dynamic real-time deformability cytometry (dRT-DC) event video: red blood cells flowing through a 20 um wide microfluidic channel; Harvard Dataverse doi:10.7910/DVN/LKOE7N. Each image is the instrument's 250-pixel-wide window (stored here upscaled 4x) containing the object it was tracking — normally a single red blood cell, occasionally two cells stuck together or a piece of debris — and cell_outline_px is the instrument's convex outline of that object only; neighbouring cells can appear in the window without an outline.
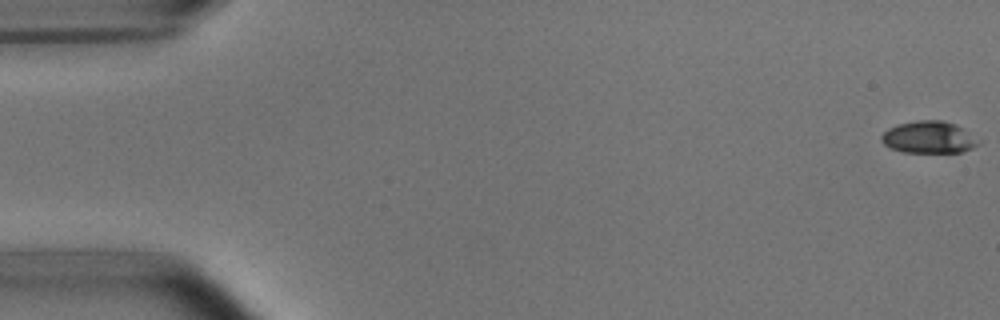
{"species": "common noctule bat (a hibernating species)", "species_latin": "Nyctalus noctula", "temperature_condition": "room temperature", "stored_images_in_passage": 53, "camera_frame_rate_fps": 3000, "um_per_image_px": 0.085, "animal": {"sex": "male", "body_mass_g": 15.6}, "frame": {"image": 1, "passage_image": 1, "time_ms": 0.0, "image_size_px": [1000, 320], "cell_outline_px": [[980, 144], [972, 148], [960, 152], [904, 152], [892, 148], [884, 144], [880, 140], [880, 136], [888, 128], [896, 124], [916, 120], [944, 120], [956, 124], [980, 140]], "centroid_in_image_um": [78.94, 11.65], "position_along_channel_um": 6.1, "area_um2": 18.21}}
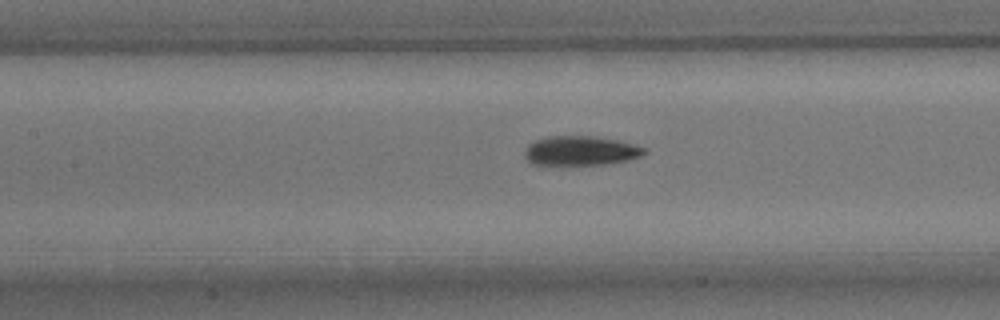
{"frame": {"image": 2, "passage_image": 24, "time_ms": 7.667, "image_size_px": [1000, 320], "cell_outline_px": [[648, 152], [640, 156], [628, 160], [612, 164], [532, 164], [524, 156], [524, 152], [528, 144], [536, 140], [548, 136], [596, 136], [616, 140], [648, 148]], "centroid_in_image_um": [49.38, 12.81], "position_along_channel_um": 158.0, "area_um2": 20.52}}
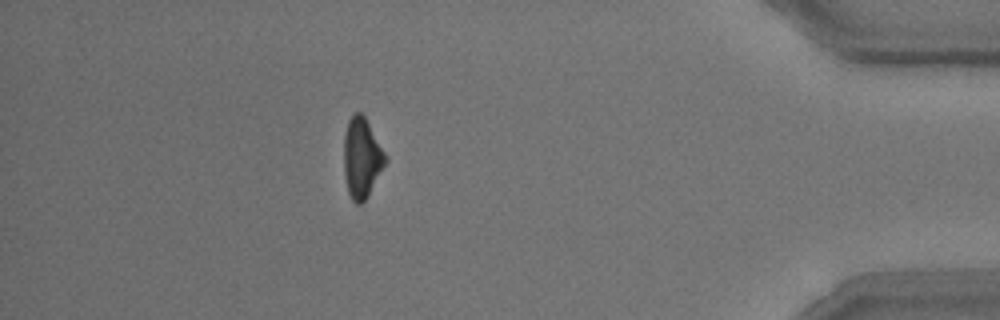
{"frame": {"image": 3, "passage_image": 47, "time_ms": 15.333, "image_size_px": [1000, 320], "cell_outline_px": [[388, 160], [368, 196], [360, 204], [356, 204], [352, 200], [348, 192], [344, 172], [344, 136], [348, 120], [356, 112], [360, 112], [364, 116], [388, 156]], "centroid_in_image_um": [30.77, 13.43], "position_along_channel_um": 404.4, "area_um2": 19.42}, "authors_computed_cell_mechanics": {"area_um2": 19.8832, "velocity_mm_per_s": 3.8273, "shape_relaxation_time_tau1_ms": 3.2362, "shape_relaxation_time_tau2_ms": 4.6067, "deformation_change_tau1": 0.123, "deformation_change_tau2": 0.1342}}